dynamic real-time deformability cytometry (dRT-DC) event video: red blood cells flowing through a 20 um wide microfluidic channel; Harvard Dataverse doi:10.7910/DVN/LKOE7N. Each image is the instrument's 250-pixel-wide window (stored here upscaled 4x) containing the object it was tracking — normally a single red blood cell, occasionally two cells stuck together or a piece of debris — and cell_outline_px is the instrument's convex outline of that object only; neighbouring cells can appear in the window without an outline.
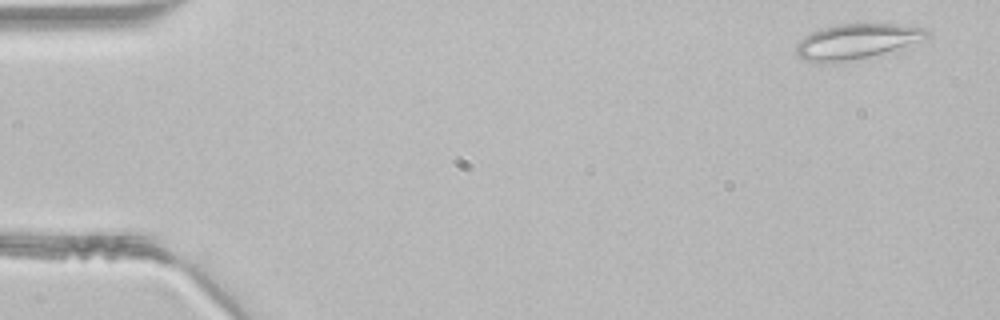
{"species": "common noctule bat (a hibernating species)", "species_latin": "Nyctalus noctula", "temperature_condition": "room temperature", "stored_images_in_passage": 45, "segment_of_instrument_passage": [1, 2], "camera_frame_rate_fps": 3000, "um_per_image_px": 0.085, "animal": {"sex": "male", "body_mass_g": 21.5, "forearm_length_mm": 52.0}, "frame": {"image": 1, "passage_image": 1, "time_ms": 0.0, "image_size_px": [1000, 320], "cell_outline_px": [[928, 36], [912, 48], [832, 64], [816, 64], [804, 60], [796, 52], [796, 44], [804, 36], [820, 28], [836, 24], [892, 24], [924, 28], [928, 32]], "centroid_in_image_um": [72.84, 3.56], "position_along_channel_um": 12.2, "area_um2": 27.63}}
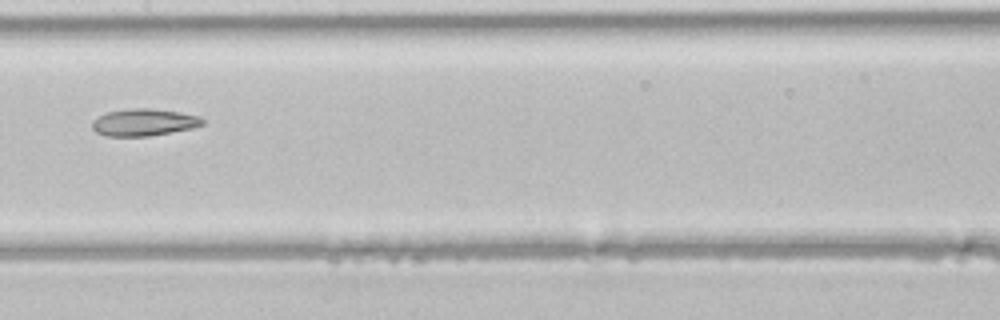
{"frame": {"image": 2, "passage_image": 22, "time_ms": 7.0, "image_size_px": [1000, 320], "cell_outline_px": [[204, 124], [192, 128], [148, 136], [108, 136], [96, 132], [92, 128], [92, 120], [108, 112], [132, 108], [152, 108], [180, 112], [200, 116], [204, 120]], "centroid_in_image_um": [12.24, 10.39], "position_along_channel_um": 195.2, "area_um2": 17.34}}
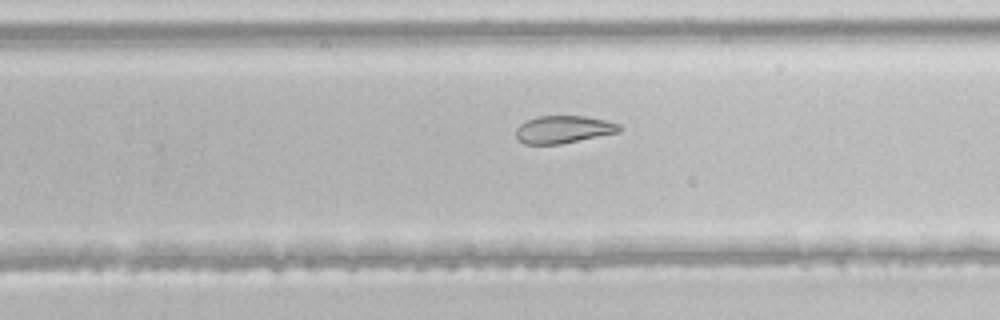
{"frame": {"image": 3, "passage_image": 28, "time_ms": 9.0, "image_size_px": [1000, 320], "cell_outline_px": [[624, 128], [620, 132], [560, 144], [524, 144], [516, 136], [516, 128], [520, 124], [528, 120], [540, 116], [584, 116], [604, 120], [620, 124]], "centroid_in_image_um": [47.92, 11.0], "position_along_channel_um": 281.9, "area_um2": 16.53}}